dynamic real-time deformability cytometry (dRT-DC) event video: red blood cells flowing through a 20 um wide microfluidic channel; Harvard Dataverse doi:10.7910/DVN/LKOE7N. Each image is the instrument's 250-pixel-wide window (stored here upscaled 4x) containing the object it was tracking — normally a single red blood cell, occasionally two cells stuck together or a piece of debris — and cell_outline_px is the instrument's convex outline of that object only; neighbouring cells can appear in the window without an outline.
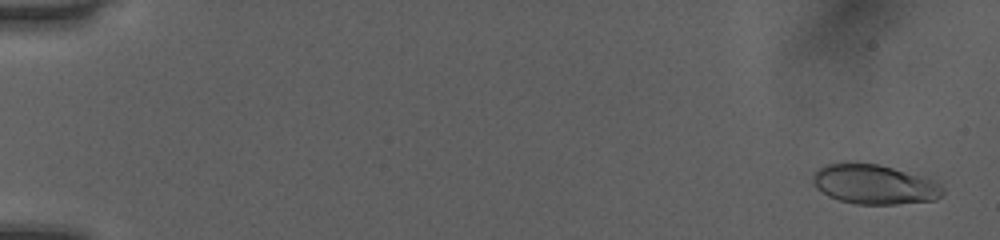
{"species": "human", "species_latin": "Homo sapiens", "temperature_condition": "room temperature", "stored_images_in_passage": 51, "camera_frame_rate_fps": 3000, "um_per_image_px": 0.085, "donor": {"sex": "female"}, "frame": {"image": 1, "passage_image": 2, "time_ms": 0.333, "image_size_px": [1000, 240], "cell_outline_px": [[944, 192], [936, 200], [896, 204], [856, 204], [840, 200], [828, 196], [816, 188], [812, 184], [812, 172], [824, 164], [880, 164], [932, 180], [940, 184], [944, 188]], "centroid_in_image_um": [74.28, 15.69], "position_along_channel_um": 10.7, "area_um2": 29.77}}
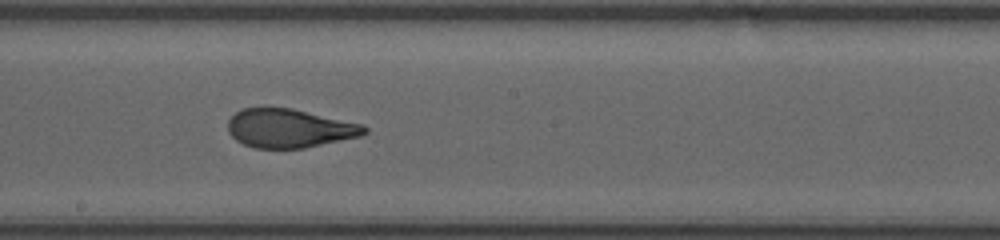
{"frame": {"image": 2, "passage_image": 30, "time_ms": 9.667, "image_size_px": [1000, 240], "cell_outline_px": [[368, 132], [360, 136], [304, 148], [256, 148], [244, 144], [236, 140], [228, 132], [228, 120], [236, 112], [244, 108], [264, 104], [292, 108], [364, 124], [368, 128]], "centroid_in_image_um": [24.58, 10.86], "position_along_channel_um": 223.6, "area_um2": 31.44}}
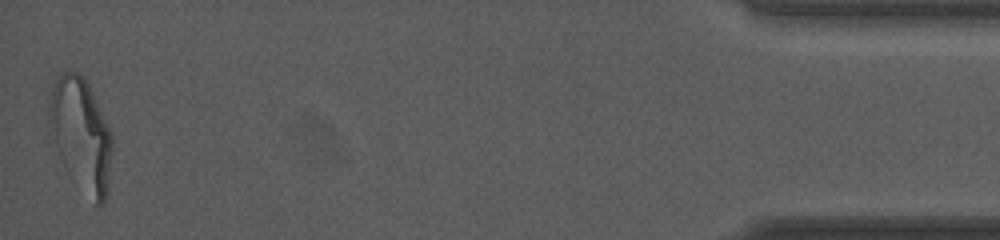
{"frame": {"image": 3, "passage_image": 51, "time_ms": 16.667, "image_size_px": [1000, 240], "cell_outline_px": [[112, 152], [108, 192], [104, 204], [96, 204], [64, 164], [60, 156], [48, 120], [48, 104], [52, 88], [60, 72], [80, 72], [88, 84], [112, 132]], "centroid_in_image_um": [6.92, 11.38], "position_along_channel_um": 428.3, "area_um2": 40.58}, "authors_computed_cell_mechanics": {"area_um2": 31.0964, "velocity_mm_per_s": 4.0929, "shape_relaxation_time_tau1_ms": 5.319, "shape_relaxation_time_tau2_ms": 0.7171, "deformation_change_tau1": 0.2088, "deformation_change_tau2": 0.0788}}